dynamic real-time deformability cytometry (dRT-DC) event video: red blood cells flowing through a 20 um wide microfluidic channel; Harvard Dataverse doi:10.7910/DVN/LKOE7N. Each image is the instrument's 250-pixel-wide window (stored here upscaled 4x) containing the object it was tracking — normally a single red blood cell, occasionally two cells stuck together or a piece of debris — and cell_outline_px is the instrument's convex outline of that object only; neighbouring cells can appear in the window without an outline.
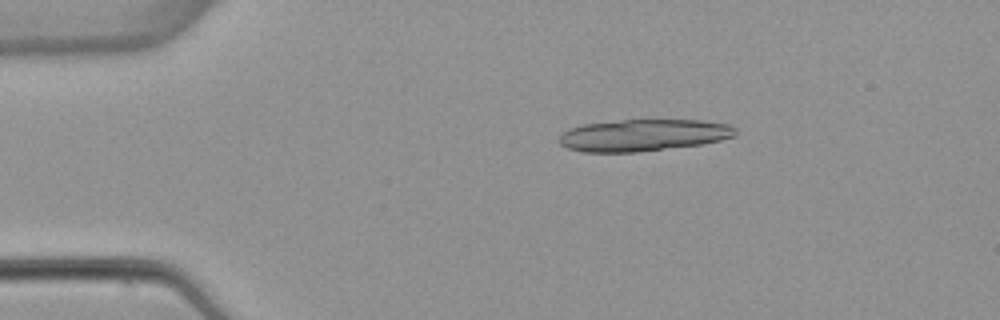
{"species": "common noctule bat (a hibernating species)", "species_latin": "Nyctalus noctula", "temperature_condition": "warm", "stored_images_in_passage": 5, "segment_of_instrument_passage": [1, 2], "camera_frame_rate_fps": 3000, "um_per_image_px": 0.085, "animal": {"sex": "female", "body_mass_g": 22.7, "forearm_length_mm": 54.2}, "frame": {"image": 1, "passage_image": 2, "time_ms": 1.333, "image_size_px": [1000, 320], "cell_outline_px": [[736, 136], [720, 140], [700, 144], [636, 152], [580, 152], [568, 148], [560, 144], [556, 140], [568, 128], [584, 124], [620, 120], [700, 120], [728, 124], [736, 128]], "centroid_in_image_um": [54.65, 11.49], "position_along_channel_um": 30.4, "area_um2": 32.71}}